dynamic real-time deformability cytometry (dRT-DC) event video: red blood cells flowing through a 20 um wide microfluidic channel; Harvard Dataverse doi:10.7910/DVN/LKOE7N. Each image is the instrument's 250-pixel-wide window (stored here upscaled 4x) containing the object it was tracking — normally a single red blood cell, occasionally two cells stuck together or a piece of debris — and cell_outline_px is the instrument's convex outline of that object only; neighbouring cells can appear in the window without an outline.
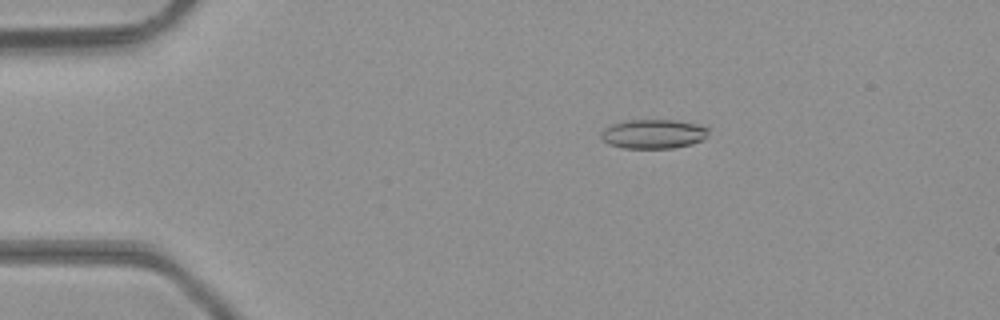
{"species": "common noctule bat (a hibernating species)", "species_latin": "Nyctalus noctula", "temperature_condition": "room temperature", "stored_images_in_passage": 4, "camera_frame_rate_fps": 3000, "um_per_image_px": 0.085, "animal": {"sex": "male", "body_mass_g": 23.1, "forearm_length_mm": 52.7}, "frame": {"image": 1, "passage_image": 2, "time_ms": 0.333, "image_size_px": [1000, 320], "cell_outline_px": [[708, 132], [704, 140], [692, 144], [672, 148], [624, 148], [608, 144], [600, 136], [600, 132], [604, 128], [612, 124], [628, 120], [676, 120], [696, 124], [708, 128]], "centroid_in_image_um": [55.53, 11.39], "position_along_channel_um": 29.5, "area_um2": 18.32}}